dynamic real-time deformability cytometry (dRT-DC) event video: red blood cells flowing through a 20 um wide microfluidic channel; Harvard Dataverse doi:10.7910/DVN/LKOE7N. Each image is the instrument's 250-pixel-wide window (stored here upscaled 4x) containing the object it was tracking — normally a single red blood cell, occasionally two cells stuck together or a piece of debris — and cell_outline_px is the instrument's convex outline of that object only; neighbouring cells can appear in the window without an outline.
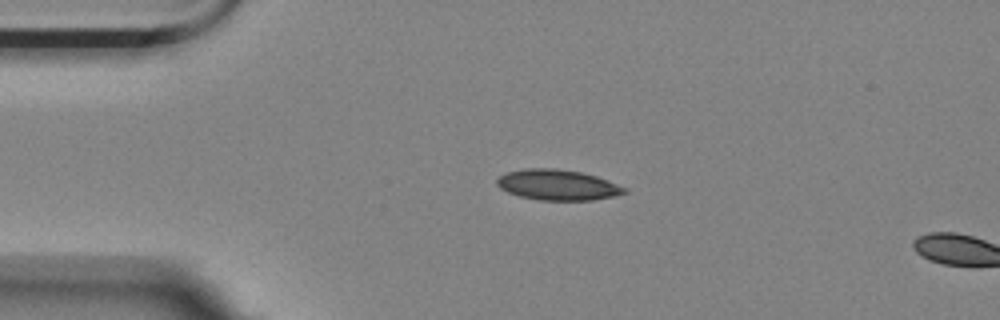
{"species": "Egyptian fruit bat (a non-hibernating species)", "species_latin": "Rousettus aegyptiacus", "temperature_condition": "room temperature", "stored_images_in_passage": 4, "camera_frame_rate_fps": 3000, "um_per_image_px": 0.085, "animal": {"sex": "female"}, "frame": {"image": 1, "passage_image": 1, "time_ms": 0.0, "image_size_px": [1000, 320], "cell_outline_px": [[628, 192], [612, 196], [592, 200], [536, 200], [520, 196], [508, 192], [500, 188], [496, 184], [496, 180], [500, 176], [508, 172], [524, 168], [556, 168], [584, 172], [608, 180], [628, 188]], "centroid_in_image_um": [47.41, 15.71], "position_along_channel_um": 37.6, "area_um2": 22.83}}